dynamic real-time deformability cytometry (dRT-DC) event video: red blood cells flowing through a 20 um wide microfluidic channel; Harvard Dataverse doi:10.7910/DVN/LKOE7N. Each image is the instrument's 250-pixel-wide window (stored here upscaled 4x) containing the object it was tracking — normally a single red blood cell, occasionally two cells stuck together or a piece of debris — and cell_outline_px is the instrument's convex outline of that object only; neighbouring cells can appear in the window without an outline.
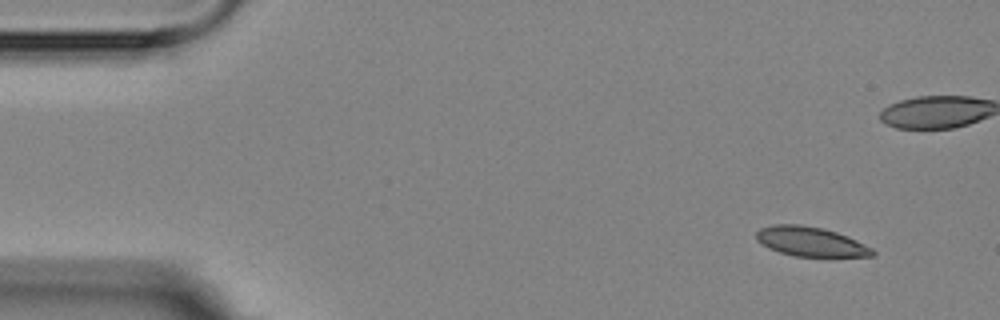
{"species": "Egyptian fruit bat (a non-hibernating species)", "species_latin": "Rousettus aegyptiacus", "temperature_condition": "room temperature", "stored_images_in_passage": 6, "camera_frame_rate_fps": 3000, "um_per_image_px": 0.085, "animal": {"sex": "female"}, "frame": {"image": 1, "passage_image": 2, "time_ms": 1.333, "image_size_px": [1000, 320], "cell_outline_px": [[876, 256], [796, 256], [780, 252], [768, 248], [760, 244], [756, 240], [756, 232], [760, 228], [772, 224], [800, 224], [824, 228], [848, 236], [872, 248], [876, 252]], "centroid_in_image_um": [68.88, 20.52], "position_along_channel_um": 16.1, "area_um2": 20.06}}
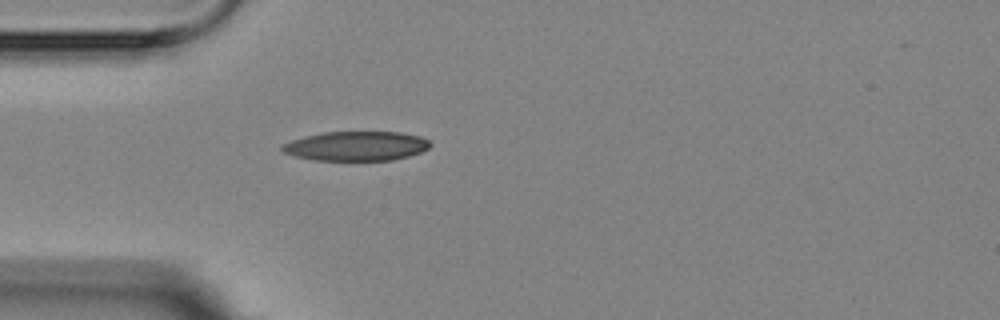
{"frame": {"image": 2, "passage_image": 6, "time_ms": 6.667, "image_size_px": [1000, 320], "cell_outline_px": [[432, 144], [428, 148], [420, 152], [408, 156], [392, 160], [316, 160], [296, 156], [284, 152], [280, 148], [280, 144], [304, 136], [324, 132], [400, 132], [420, 136], [428, 140]], "centroid_in_image_um": [30.27, 12.41], "position_along_channel_um": 54.7, "area_um2": 25.32}}